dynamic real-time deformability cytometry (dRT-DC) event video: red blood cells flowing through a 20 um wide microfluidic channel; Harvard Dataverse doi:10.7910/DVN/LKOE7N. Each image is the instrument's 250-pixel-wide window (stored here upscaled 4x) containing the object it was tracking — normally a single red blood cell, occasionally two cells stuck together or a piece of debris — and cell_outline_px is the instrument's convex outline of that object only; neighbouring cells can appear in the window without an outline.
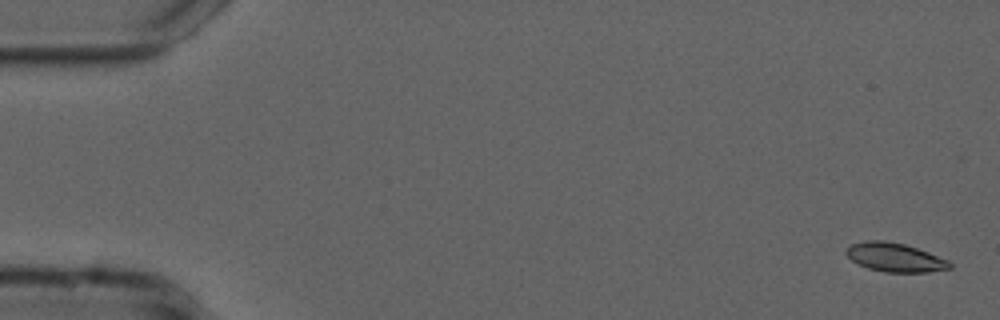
{"species": "common noctule bat (a hibernating species)", "species_latin": "Nyctalus noctula", "temperature_condition": "cold", "stored_images_in_passage": 51, "camera_frame_rate_fps": 3000, "um_per_image_px": 0.085, "animal": {"sex": "male", "forearm_length_mm": 52.5}, "frame": {"image": 1, "passage_image": 2, "time_ms": 0.333, "image_size_px": [1000, 320], "cell_outline_px": [[952, 268], [928, 272], [884, 272], [868, 268], [852, 260], [844, 252], [852, 244], [864, 240], [884, 240], [904, 244], [928, 252], [948, 260], [952, 264]], "centroid_in_image_um": [76.08, 21.87], "position_along_channel_um": 8.9, "area_um2": 17.28}}
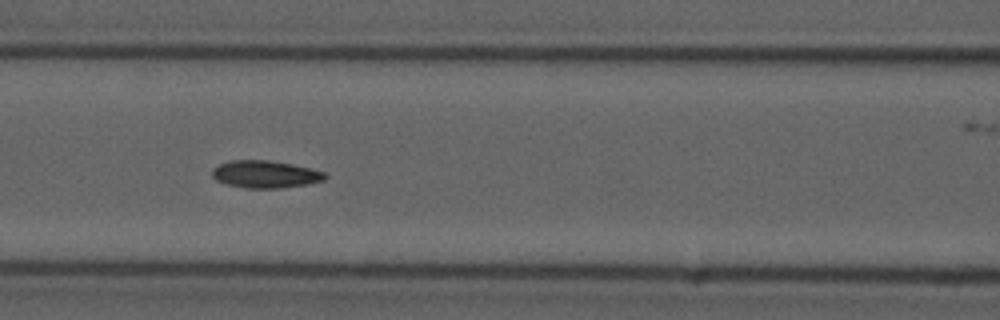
{"frame": {"image": 2, "passage_image": 24, "time_ms": 7.667, "image_size_px": [1000, 320], "cell_outline_px": [[328, 176], [324, 180], [308, 184], [280, 188], [244, 188], [224, 184], [216, 180], [212, 176], [212, 168], [220, 164], [232, 160], [268, 160], [292, 164], [324, 172]], "centroid_in_image_um": [22.52, 14.82], "position_along_channel_um": 144.1, "area_um2": 18.03}}
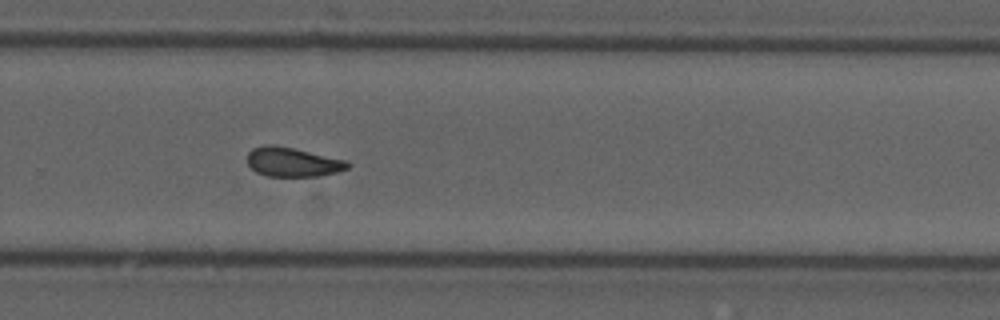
{"frame": {"image": 3, "passage_image": 37, "time_ms": 12.0, "image_size_px": [1000, 320], "cell_outline_px": [[352, 164], [348, 168], [336, 172], [320, 176], [268, 176], [256, 172], [248, 164], [248, 152], [252, 148], [264, 144], [272, 144], [292, 148], [344, 160]], "centroid_in_image_um": [24.84, 13.77], "position_along_channel_um": 305.0, "area_um2": 16.94}}